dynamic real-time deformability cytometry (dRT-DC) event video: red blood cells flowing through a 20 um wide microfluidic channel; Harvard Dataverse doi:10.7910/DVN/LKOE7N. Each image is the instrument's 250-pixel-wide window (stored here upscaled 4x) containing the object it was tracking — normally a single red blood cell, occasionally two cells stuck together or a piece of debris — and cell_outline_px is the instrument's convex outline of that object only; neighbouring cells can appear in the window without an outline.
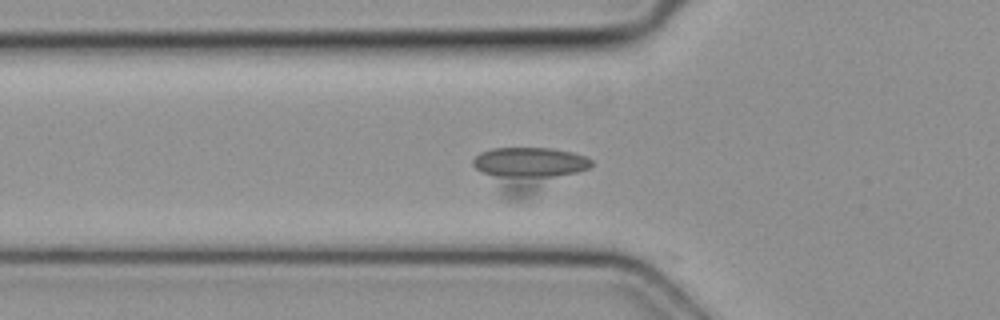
{"species": "common noctule bat (a hibernating species)", "species_latin": "Nyctalus noctula", "temperature_condition": "cold", "stored_images_in_passage": 62, "segment_of_instrument_passage": [1, 2], "camera_frame_rate_fps": 3000, "um_per_image_px": 0.085, "animal": {"sex": "female", "body_mass_g": 19.3, "forearm_length_mm": 54.1}, "frame": {"image": 1, "passage_image": 17, "time_ms": 5.333, "image_size_px": [1000, 320], "cell_outline_px": [[592, 164], [588, 168], [524, 200], [508, 200], [500, 196], [472, 164], [472, 160], [480, 152], [492, 148], [548, 148], [572, 152], [584, 156], [592, 160]], "centroid_in_image_um": [44.82, 14.42], "position_along_channel_um": 81.0, "area_um2": 30.46}}